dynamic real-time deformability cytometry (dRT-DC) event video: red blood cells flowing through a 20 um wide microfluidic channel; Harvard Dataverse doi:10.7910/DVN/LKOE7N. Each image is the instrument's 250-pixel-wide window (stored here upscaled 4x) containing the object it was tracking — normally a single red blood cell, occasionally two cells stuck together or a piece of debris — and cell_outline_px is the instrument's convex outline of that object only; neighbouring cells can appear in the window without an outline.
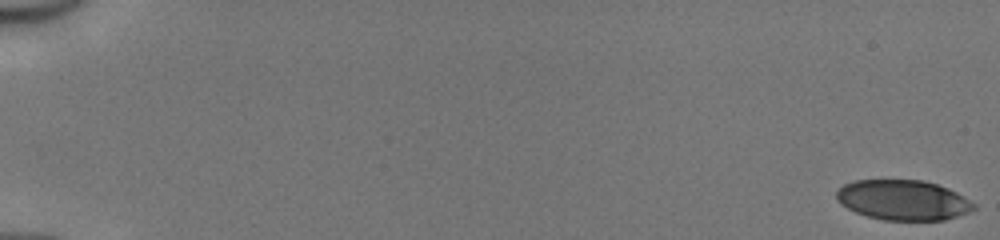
{"species": "human", "species_latin": "Homo sapiens", "temperature_condition": "cold", "stored_images_in_passage": 51, "camera_frame_rate_fps": 3000, "um_per_image_px": 0.085, "donor": {"sex": "male"}, "frame": {"image": 1, "passage_image": 1, "time_ms": 0.0, "image_size_px": [1000, 240], "cell_outline_px": [[976, 208], [968, 212], [944, 220], [884, 220], [868, 216], [856, 212], [840, 204], [836, 200], [836, 192], [844, 184], [852, 180], [924, 180], [948, 188], [956, 192], [976, 204]], "centroid_in_image_um": [76.75, 17.0], "position_along_channel_um": 8.3, "area_um2": 32.08}}
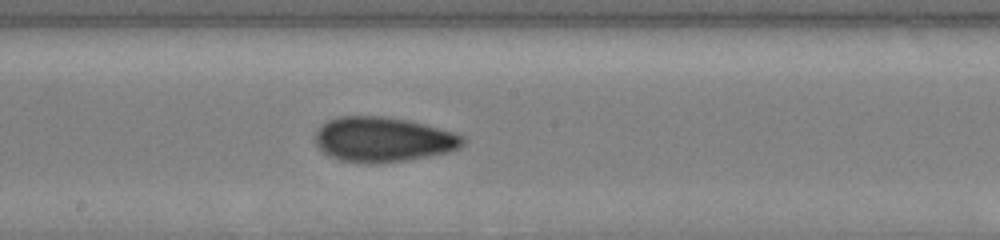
{"frame": {"image": 2, "passage_image": 30, "time_ms": 9.667, "image_size_px": [1000, 240], "cell_outline_px": [[464, 144], [460, 148], [448, 152], [428, 156], [404, 160], [376, 164], [368, 164], [340, 160], [328, 156], [316, 144], [316, 132], [328, 120], [340, 116], [384, 116], [408, 120], [424, 124], [452, 132], [464, 136]], "centroid_in_image_um": [32.56, 11.86], "position_along_channel_um": 215.6, "area_um2": 38.49}}
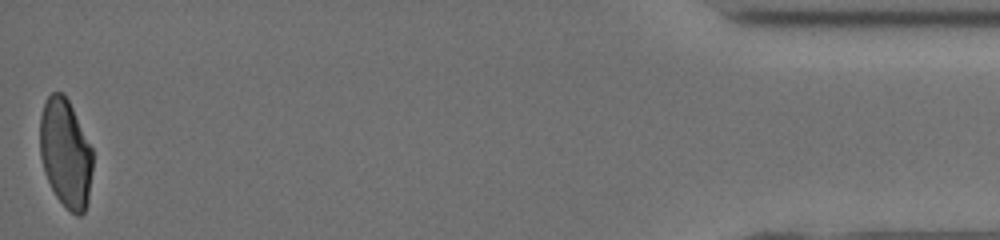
{"frame": {"image": 3, "passage_image": 51, "time_ms": 16.667, "image_size_px": [1000, 240], "cell_outline_px": [[92, 172], [88, 204], [84, 212], [80, 216], [76, 216], [56, 196], [44, 172], [40, 156], [40, 116], [44, 100], [52, 92], [64, 92], [92, 148]], "centroid_in_image_um": [5.57, 13.01], "position_along_channel_um": 429.6, "area_um2": 33.41}, "authors_computed_cell_mechanics": {"area_um2": 35.6048, "velocity_mm_per_s": 4.1785, "shape_relaxation_time_tau1_ms": 7.4125, "shape_relaxation_time_tau2_ms": 1.8988, "deformation_change_tau1": 0.1835, "deformation_change_tau2": 0.077}}